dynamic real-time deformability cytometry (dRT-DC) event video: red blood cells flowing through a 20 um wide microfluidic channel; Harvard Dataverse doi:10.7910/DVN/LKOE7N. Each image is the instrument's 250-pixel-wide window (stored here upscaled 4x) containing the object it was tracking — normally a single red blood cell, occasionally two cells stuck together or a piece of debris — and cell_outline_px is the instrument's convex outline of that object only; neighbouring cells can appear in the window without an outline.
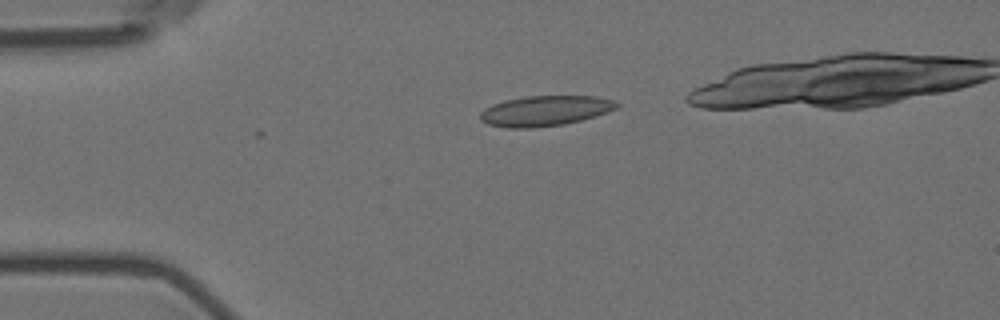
{"species": "Egyptian fruit bat (a non-hibernating species)", "species_latin": "Rousettus aegyptiacus", "temperature_condition": "room temperature", "stored_images_in_passage": 3, "camera_frame_rate_fps": 3000, "um_per_image_px": 0.085, "animal": {"sex": "female"}, "frame": {"image": 1, "passage_image": 1, "time_ms": 0.0, "image_size_px": [1000, 320], "cell_outline_px": [[620, 104], [616, 108], [608, 112], [596, 116], [564, 124], [532, 128], [508, 128], [488, 124], [480, 120], [480, 112], [484, 108], [492, 104], [504, 100], [528, 96], [596, 96], [612, 100]], "centroid_in_image_um": [46.3, 9.42], "position_along_channel_um": 38.7, "area_um2": 24.1}}